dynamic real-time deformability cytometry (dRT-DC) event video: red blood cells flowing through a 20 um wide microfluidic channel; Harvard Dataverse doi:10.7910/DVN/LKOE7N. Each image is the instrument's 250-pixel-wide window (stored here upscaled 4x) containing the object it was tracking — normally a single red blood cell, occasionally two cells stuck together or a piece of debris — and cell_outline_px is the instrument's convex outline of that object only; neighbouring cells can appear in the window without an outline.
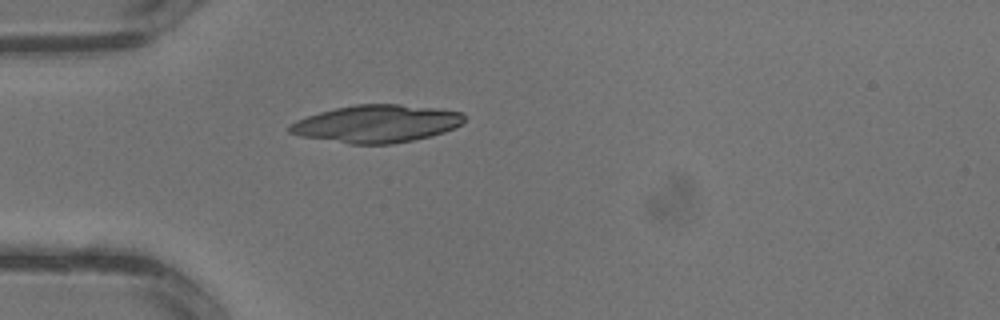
{"species": "common noctule bat (a hibernating species)", "species_latin": "Nyctalus noctula", "temperature_condition": "warm", "stored_images_in_passage": 2, "camera_frame_rate_fps": 3000, "um_per_image_px": 0.085, "animal": {"sex": "male", "body_mass_g": 13.3}, "frame": {"image": 1, "passage_image": 1, "time_ms": 0.0, "image_size_px": [1000, 320], "cell_outline_px": [[468, 116], [456, 128], [432, 136], [392, 144], [348, 144], [300, 136], [288, 132], [288, 124], [296, 120], [320, 112], [336, 108], [356, 104], [400, 104], [436, 108], [464, 112]], "centroid_in_image_um": [32.03, 10.52], "position_along_channel_um": 53.0, "area_um2": 38.49}}